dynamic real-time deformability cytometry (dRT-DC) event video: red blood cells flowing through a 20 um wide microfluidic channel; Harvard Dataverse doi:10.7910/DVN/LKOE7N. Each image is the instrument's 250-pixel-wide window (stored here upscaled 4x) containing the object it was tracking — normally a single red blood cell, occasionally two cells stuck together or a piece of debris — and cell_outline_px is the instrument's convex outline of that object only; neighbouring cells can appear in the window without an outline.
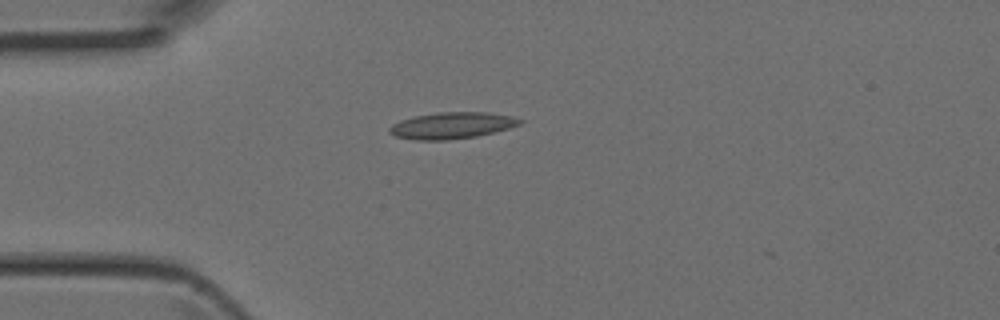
{"species": "Egyptian fruit bat (a non-hibernating species)", "species_latin": "Rousettus aegyptiacus", "temperature_condition": "room temperature", "stored_images_in_passage": 1, "camera_frame_rate_fps": 3000, "um_per_image_px": 0.085, "animal": {"sex": "female"}, "frame": {"image": 1, "passage_image": 1, "time_ms": 0.0, "image_size_px": [1000, 320], "cell_outline_px": [[524, 120], [520, 124], [508, 128], [476, 136], [448, 140], [416, 140], [396, 136], [388, 132], [388, 128], [392, 124], [400, 120], [416, 116], [440, 112], [488, 112], [512, 116]], "centroid_in_image_um": [38.4, 10.66], "position_along_channel_um": 46.6, "area_um2": 20.0}}